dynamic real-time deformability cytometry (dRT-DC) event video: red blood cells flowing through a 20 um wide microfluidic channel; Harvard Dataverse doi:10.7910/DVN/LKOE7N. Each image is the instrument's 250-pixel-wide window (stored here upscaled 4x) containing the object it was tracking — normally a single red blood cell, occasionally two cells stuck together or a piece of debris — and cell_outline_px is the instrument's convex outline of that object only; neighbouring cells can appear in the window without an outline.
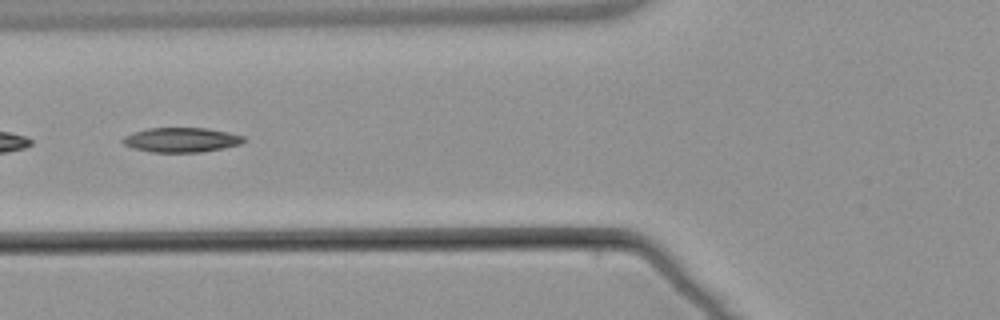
{"species": "common noctule bat (a hibernating species)", "species_latin": "Nyctalus noctula", "temperature_condition": "warm", "stored_images_in_passage": 5, "segment_of_instrument_passage": [2, 2], "camera_frame_rate_fps": 3000, "um_per_image_px": 0.085, "animal": {"sex": "male", "body_mass_g": 21.5, "forearm_length_mm": 52.0}, "frame": {"image": 1, "passage_image": 5, "time_ms": 5.667, "image_size_px": [1000, 320], "cell_outline_px": [[248, 140], [240, 144], [224, 148], [200, 152], [152, 152], [132, 148], [124, 144], [120, 140], [124, 136], [132, 132], [148, 128], [208, 128], [228, 132], [244, 136]], "centroid_in_image_um": [15.42, 11.88], "position_along_channel_um": 110.4, "area_um2": 17.51}}